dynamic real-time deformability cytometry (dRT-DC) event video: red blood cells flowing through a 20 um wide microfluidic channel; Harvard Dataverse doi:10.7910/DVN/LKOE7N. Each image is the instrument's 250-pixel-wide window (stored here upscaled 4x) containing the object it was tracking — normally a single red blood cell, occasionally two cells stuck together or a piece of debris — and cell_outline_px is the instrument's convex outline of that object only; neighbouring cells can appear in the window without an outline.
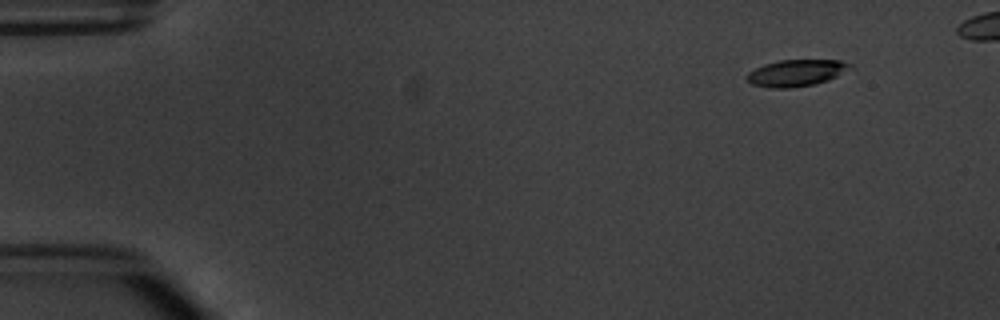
{"species": "common noctule bat (a hibernating species)", "species_latin": "Nyctalus noctula", "temperature_condition": "warm", "stored_images_in_passage": 5, "camera_frame_rate_fps": 3000, "um_per_image_px": 0.085, "animal": {"sex": "male", "body_mass_g": 20.1, "forearm_length_mm": 53.5}, "frame": {"image": 1, "passage_image": 1, "time_ms": 0.0, "image_size_px": [1000, 320], "cell_outline_px": [[852, 64], [836, 76], [828, 80], [816, 84], [788, 88], [772, 88], [752, 84], [744, 76], [748, 72], [764, 64], [780, 60], [840, 60]], "centroid_in_image_um": [67.62, 6.2], "position_along_channel_um": 17.4, "area_um2": 15.78}}